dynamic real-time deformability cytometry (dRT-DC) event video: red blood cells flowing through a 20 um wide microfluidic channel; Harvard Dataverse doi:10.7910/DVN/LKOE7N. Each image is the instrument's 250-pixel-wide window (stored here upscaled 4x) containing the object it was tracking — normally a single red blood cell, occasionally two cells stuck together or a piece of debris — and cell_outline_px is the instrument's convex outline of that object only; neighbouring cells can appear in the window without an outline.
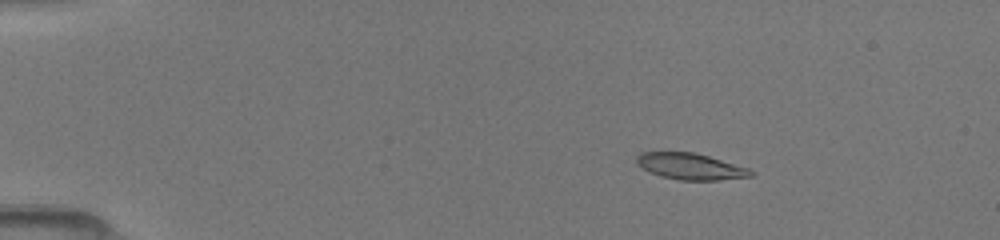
{"species": "common noctule bat (a hibernating species)", "species_latin": "Nyctalus noctula", "temperature_condition": "room temperature", "stored_images_in_passage": 19, "camera_frame_rate_fps": 3000, "um_per_image_px": 0.085, "animal": {"sex": "female", "body_mass_g": 19.5, "forearm_length_mm": 54.1}, "frame": {"image": 1, "passage_image": 6, "time_ms": 2.667, "image_size_px": [1000, 240], "cell_outline_px": [[752, 176], [720, 180], [680, 180], [660, 176], [636, 164], [636, 156], [640, 152], [692, 152], [708, 156], [748, 168], [752, 172]], "centroid_in_image_um": [58.66, 14.14], "position_along_channel_um": 26.3, "area_um2": 17.28}}
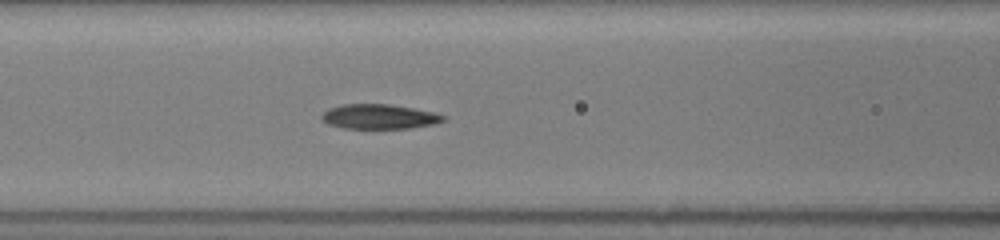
{"frame": {"image": 2, "passage_image": 15, "time_ms": 7.333, "image_size_px": [1000, 240], "cell_outline_px": [[448, 120], [436, 124], [408, 128], [344, 128], [328, 124], [320, 120], [320, 116], [328, 108], [340, 104], [388, 104], [436, 112], [448, 116]], "centroid_in_image_um": [32.26, 9.91], "position_along_channel_um": 134.3, "area_um2": 17.8}}
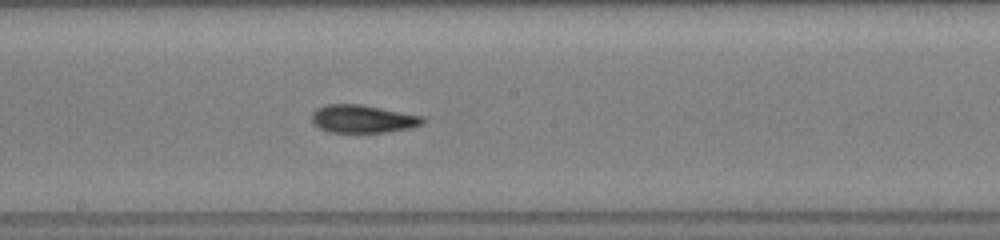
{"frame": {"image": 3, "passage_image": 19, "time_ms": 9.333, "image_size_px": [1000, 240], "cell_outline_px": [[428, 120], [424, 124], [412, 128], [388, 132], [328, 132], [312, 124], [312, 112], [316, 108], [328, 104], [360, 104], [424, 116]], "centroid_in_image_um": [30.88, 10.11], "position_along_channel_um": 217.3, "area_um2": 18.32}}